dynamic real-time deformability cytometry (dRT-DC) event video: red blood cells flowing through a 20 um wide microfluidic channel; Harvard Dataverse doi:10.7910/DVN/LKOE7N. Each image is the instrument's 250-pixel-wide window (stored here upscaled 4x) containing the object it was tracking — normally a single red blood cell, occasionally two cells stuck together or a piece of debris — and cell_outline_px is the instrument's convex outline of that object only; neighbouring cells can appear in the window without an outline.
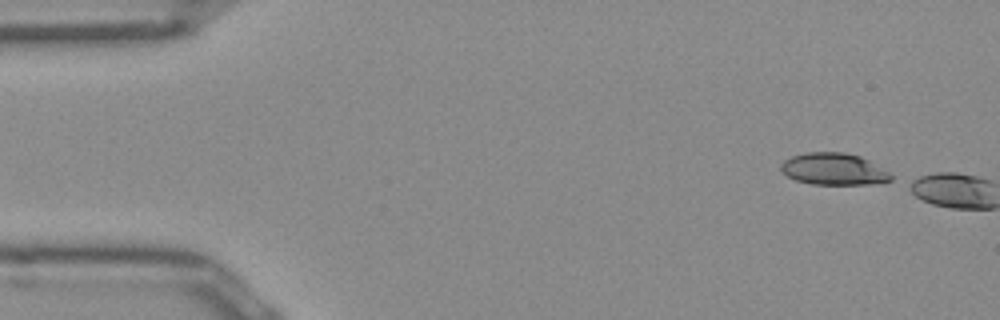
{"species": "Egyptian fruit bat (a non-hibernating species)", "species_latin": "Rousettus aegyptiacus", "temperature_condition": "room temperature", "stored_images_in_passage": 2, "camera_frame_rate_fps": 3000, "um_per_image_px": 0.085, "frame": {"image": 1, "passage_image": 1, "time_ms": 0.0, "image_size_px": [1000, 320], "cell_outline_px": [[892, 180], [872, 184], [812, 184], [796, 180], [788, 176], [780, 168], [780, 164], [784, 160], [792, 156], [808, 152], [844, 152], [860, 156], [868, 160], [888, 172], [892, 176]], "centroid_in_image_um": [70.85, 14.37], "position_along_channel_um": 14.1, "area_um2": 20.23}}